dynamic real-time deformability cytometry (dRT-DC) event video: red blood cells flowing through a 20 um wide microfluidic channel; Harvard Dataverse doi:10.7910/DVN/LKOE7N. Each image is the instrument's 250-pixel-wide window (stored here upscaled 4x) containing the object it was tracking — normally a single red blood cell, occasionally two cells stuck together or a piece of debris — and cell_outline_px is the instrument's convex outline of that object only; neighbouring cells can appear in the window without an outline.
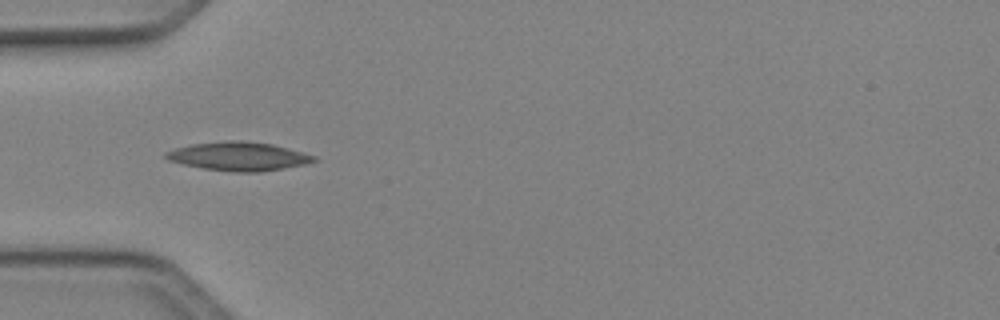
{"species": "Egyptian fruit bat (a non-hibernating species)", "species_latin": "Rousettus aegyptiacus", "temperature_condition": "cold", "stored_images_in_passage": 34, "camera_frame_rate_fps": 3000, "um_per_image_px": 0.085, "animal": {"sex": "female"}, "frame": {"image": 1, "passage_image": 1, "time_ms": 0.0, "image_size_px": [1000, 320], "cell_outline_px": [[316, 160], [304, 164], [284, 168], [260, 172], [236, 172], [204, 168], [184, 164], [168, 160], [164, 156], [164, 152], [176, 148], [192, 144], [228, 140], [240, 140], [272, 144], [316, 156]], "centroid_in_image_um": [20.26, 13.28], "position_along_channel_um": 64.7, "area_um2": 24.45}}
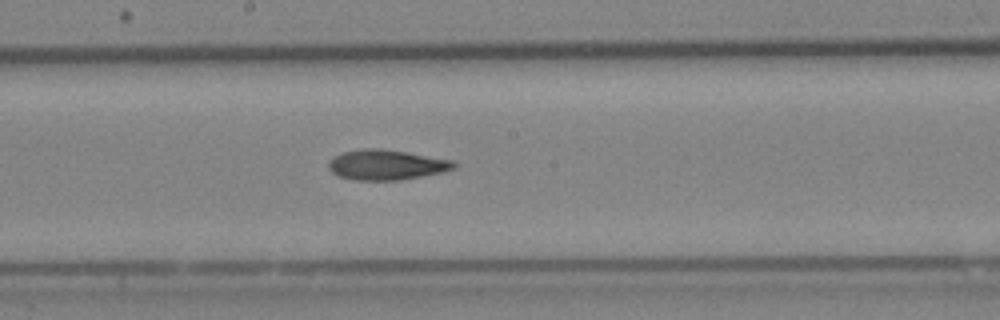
{"frame": {"image": 2, "passage_image": 12, "time_ms": 3.667, "image_size_px": [1000, 320], "cell_outline_px": [[456, 168], [440, 172], [400, 180], [356, 180], [340, 176], [332, 172], [328, 168], [328, 164], [340, 152], [360, 148], [380, 148], [408, 152], [452, 160], [456, 164]], "centroid_in_image_um": [32.83, 13.99], "position_along_channel_um": 215.4, "area_um2": 21.91}}
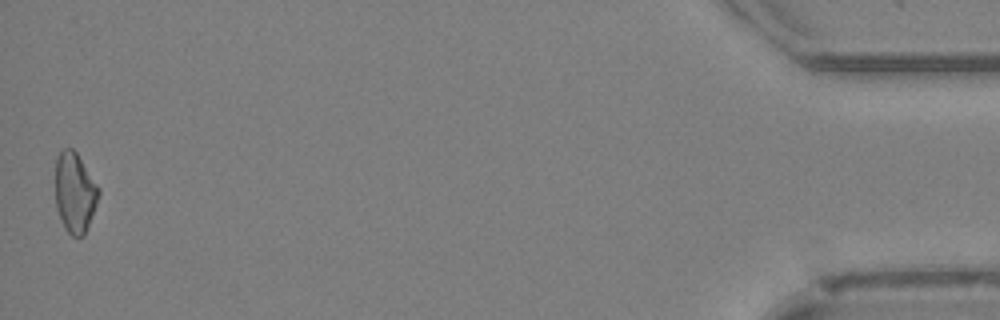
{"frame": {"image": 3, "passage_image": 34, "time_ms": 11.0, "image_size_px": [1000, 320], "cell_outline_px": [[100, 192], [96, 204], [84, 236], [72, 236], [64, 228], [56, 208], [56, 156], [64, 148], [72, 148], [76, 152], [100, 188]], "centroid_in_image_um": [6.35, 16.36], "position_along_channel_um": 428.8, "area_um2": 20.11}}